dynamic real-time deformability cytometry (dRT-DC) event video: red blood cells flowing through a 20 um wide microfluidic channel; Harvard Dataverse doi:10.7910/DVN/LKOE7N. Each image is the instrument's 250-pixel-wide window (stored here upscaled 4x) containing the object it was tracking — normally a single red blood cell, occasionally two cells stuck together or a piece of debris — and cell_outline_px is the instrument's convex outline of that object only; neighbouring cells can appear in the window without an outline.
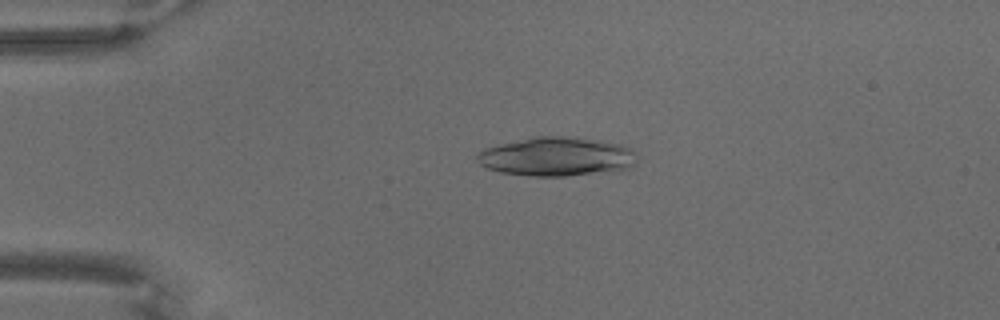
{"species": "common noctule bat (a hibernating species)", "species_latin": "Nyctalus noctula", "temperature_condition": "warm", "stored_images_in_passage": 69, "camera_frame_rate_fps": 3000, "um_per_image_px": 0.085, "animal": {"sex": "male", "body_mass_g": 18.8}, "frame": {"image": 1, "passage_image": 16, "time_ms": 5.0, "image_size_px": [1000, 320], "cell_outline_px": [[636, 164], [632, 168], [608, 172], [564, 176], [532, 176], [500, 172], [488, 168], [480, 164], [476, 160], [476, 156], [484, 148], [532, 136], [576, 136], [600, 140], [620, 144], [636, 152]], "centroid_in_image_um": [47.35, 13.3], "position_along_channel_um": 37.7, "area_um2": 36.7}}